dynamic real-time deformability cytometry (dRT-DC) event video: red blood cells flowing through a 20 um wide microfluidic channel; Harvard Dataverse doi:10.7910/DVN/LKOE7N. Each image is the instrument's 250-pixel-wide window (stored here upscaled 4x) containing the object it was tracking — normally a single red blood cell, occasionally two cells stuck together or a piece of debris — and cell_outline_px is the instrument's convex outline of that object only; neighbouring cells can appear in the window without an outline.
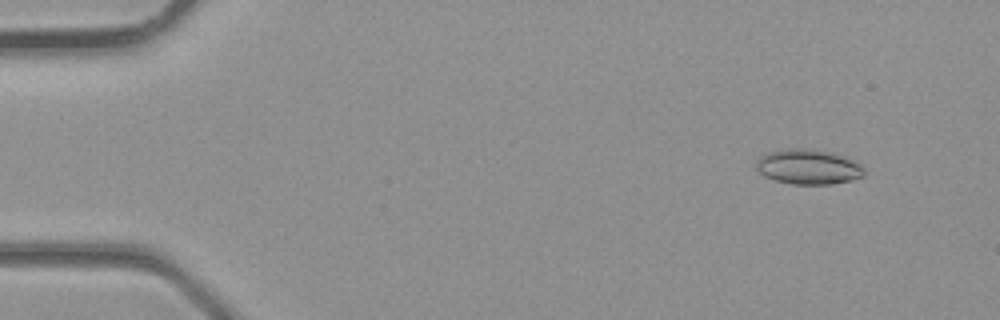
{"species": "common noctule bat (a hibernating species)", "species_latin": "Nyctalus noctula", "temperature_condition": "room temperature", "stored_images_in_passage": 5, "camera_frame_rate_fps": 3000, "um_per_image_px": 0.085, "animal": {"sex": "male", "body_mass_g": 23.1, "forearm_length_mm": 52.7}, "frame": {"image": 1, "passage_image": 2, "time_ms": 0.333, "image_size_px": [1000, 320], "cell_outline_px": [[864, 176], [852, 180], [832, 184], [792, 184], [776, 180], [764, 176], [756, 168], [756, 160], [764, 152], [796, 148], [800, 148], [828, 152], [844, 156], [856, 160], [864, 168]], "centroid_in_image_um": [68.71, 14.18], "position_along_channel_um": 16.3, "area_um2": 22.02}}
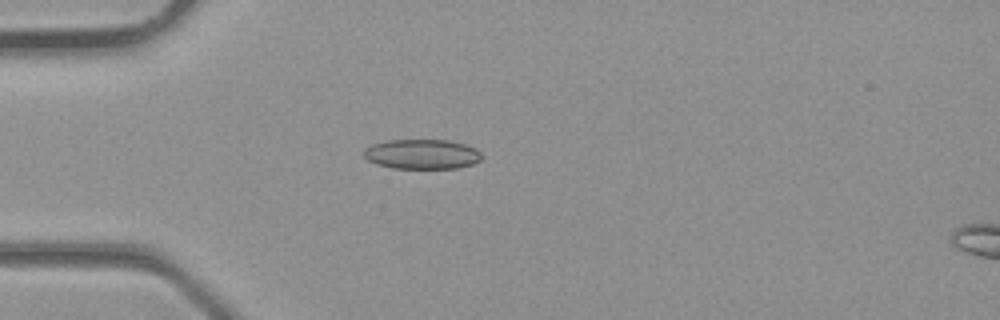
{"frame": {"image": 2, "passage_image": 4, "time_ms": 1.0, "image_size_px": [1000, 320], "cell_outline_px": [[480, 160], [472, 164], [456, 168], [392, 168], [376, 164], [368, 160], [364, 156], [364, 148], [372, 144], [388, 140], [448, 140], [464, 144], [476, 148], [480, 152]], "centroid_in_image_um": [35.84, 13.1], "position_along_channel_um": 49.2, "area_um2": 20.4}}